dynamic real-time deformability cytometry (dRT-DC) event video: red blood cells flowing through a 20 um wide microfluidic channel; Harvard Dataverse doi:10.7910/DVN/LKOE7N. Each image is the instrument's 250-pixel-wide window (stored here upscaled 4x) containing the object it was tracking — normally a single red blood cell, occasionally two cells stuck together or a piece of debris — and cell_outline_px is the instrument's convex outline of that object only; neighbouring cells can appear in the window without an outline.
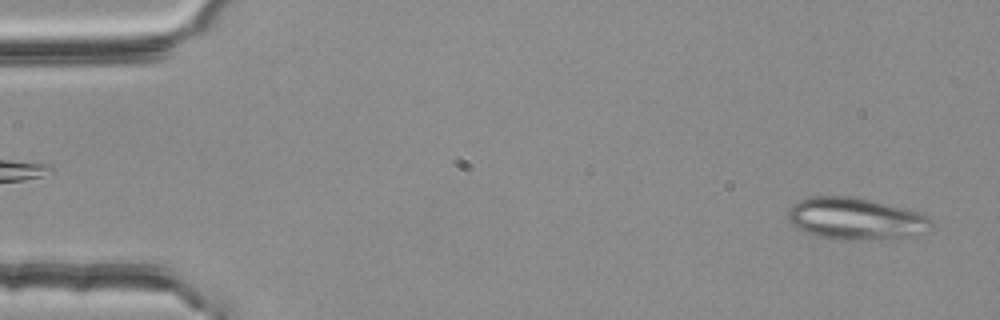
{"species": "common noctule bat (a hibernating species)", "species_latin": "Nyctalus noctula", "temperature_condition": "room temperature", "stored_images_in_passage": 54, "segment_of_instrument_passage": [1, 2], "camera_frame_rate_fps": 3000, "um_per_image_px": 0.085, "animal": {"sex": "female", "body_mass_g": 25.1}, "frame": {"image": 1, "passage_image": 3, "time_ms": 0.667, "image_size_px": [1000, 320], "cell_outline_px": [[928, 232], [916, 236], [880, 240], [840, 240], [816, 236], [804, 232], [796, 228], [788, 220], [788, 208], [792, 204], [800, 200], [812, 196], [852, 196], [904, 208], [920, 212], [928, 220]], "centroid_in_image_um": [72.68, 18.61], "position_along_channel_um": 12.3, "area_um2": 35.26}}